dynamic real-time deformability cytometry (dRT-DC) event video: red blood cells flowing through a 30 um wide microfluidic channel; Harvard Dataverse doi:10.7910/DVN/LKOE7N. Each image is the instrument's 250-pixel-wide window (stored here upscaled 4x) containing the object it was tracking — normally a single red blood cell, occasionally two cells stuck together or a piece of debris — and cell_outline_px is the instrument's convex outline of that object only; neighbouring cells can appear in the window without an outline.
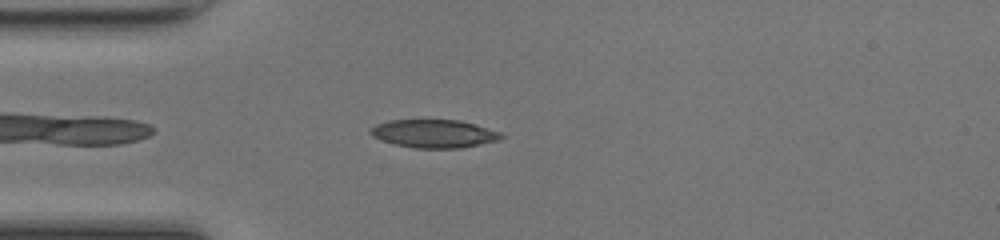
{"species": "common noctule bat (a hibernating species)", "species_latin": "Nyctalus noctula", "temperature_condition": "room temperature", "stored_images_in_passage": 39, "camera_frame_rate_fps": 3000, "um_per_image_px": 0.085, "animal": {"sex": "female", "body_mass_g": 17.0, "forearm_length_mm": 48.0}, "frame": {"image": 1, "passage_image": 4, "time_ms": 1.0, "image_size_px": [1000, 240], "cell_outline_px": [[508, 136], [500, 140], [460, 148], [416, 148], [392, 144], [380, 140], [372, 136], [368, 132], [368, 128], [376, 124], [388, 120], [460, 120], [500, 132]], "centroid_in_image_um": [36.86, 11.36], "position_along_channel_um": 48.1, "area_um2": 21.68}}
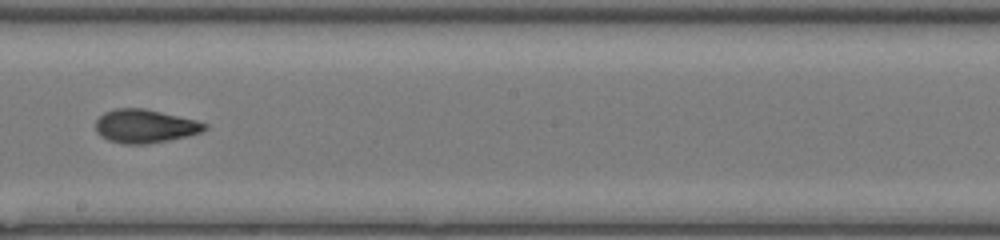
{"frame": {"image": 2, "passage_image": 18, "time_ms": 5.667, "image_size_px": [1000, 240], "cell_outline_px": [[208, 128], [200, 132], [188, 136], [168, 140], [144, 144], [124, 144], [108, 140], [100, 136], [96, 132], [96, 120], [104, 112], [116, 108], [144, 108], [196, 120], [208, 124]], "centroid_in_image_um": [12.31, 10.72], "position_along_channel_um": 235.9, "area_um2": 21.27}}
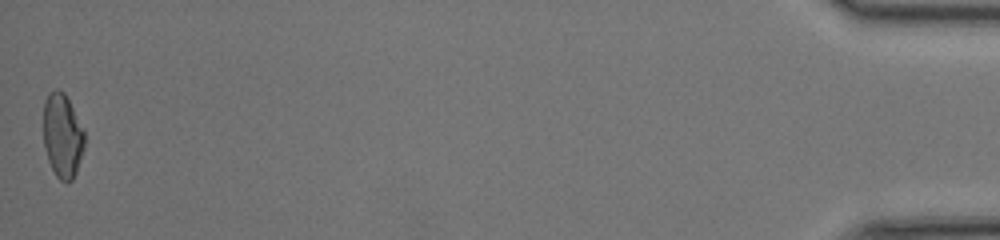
{"frame": {"image": 3, "passage_image": 39, "time_ms": 12.667, "image_size_px": [1000, 240], "cell_outline_px": [[84, 148], [76, 172], [72, 180], [60, 180], [56, 176], [48, 160], [44, 144], [44, 100], [48, 92], [56, 88], [64, 92], [84, 128]], "centroid_in_image_um": [5.31, 11.49], "position_along_channel_um": 429.9, "area_um2": 20.11}, "authors_computed_cell_mechanics": {"area_um2": 20.9236, "velocity_mm_per_s": 4.2776, "shape_relaxation_time_tau1_ms": 6.9067, "shape_relaxation_time_tau2_ms": 1.631, "deformation_change_tau1": 0.2277, "deformation_change_tau2": 0.0726}}